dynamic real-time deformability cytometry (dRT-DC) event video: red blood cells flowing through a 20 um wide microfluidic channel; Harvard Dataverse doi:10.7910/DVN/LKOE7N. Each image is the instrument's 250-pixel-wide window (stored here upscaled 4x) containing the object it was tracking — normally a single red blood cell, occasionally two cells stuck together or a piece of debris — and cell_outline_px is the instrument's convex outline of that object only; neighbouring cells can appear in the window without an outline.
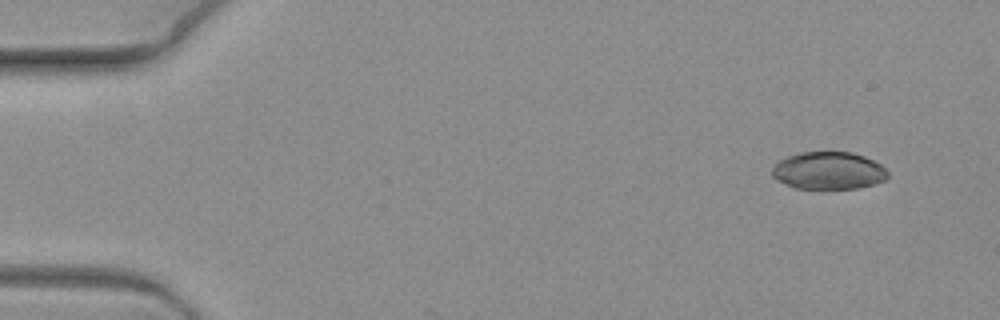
{"species": "common noctule bat (a hibernating species)", "species_latin": "Nyctalus noctula", "temperature_condition": "warm", "stored_images_in_passage": 5, "camera_frame_rate_fps": 3000, "um_per_image_px": 0.085, "animal": {"sex": "female", "body_mass_g": 19.3, "forearm_length_mm": 54.1}, "frame": {"image": 1, "passage_image": 1, "time_ms": 0.0, "image_size_px": [1000, 320], "cell_outline_px": [[888, 176], [884, 180], [872, 184], [856, 188], [796, 188], [776, 180], [772, 176], [772, 168], [780, 160], [788, 156], [800, 152], [852, 152], [864, 156], [880, 164], [888, 172]], "centroid_in_image_um": [70.41, 14.49], "position_along_channel_um": 14.6, "area_um2": 25.03}}
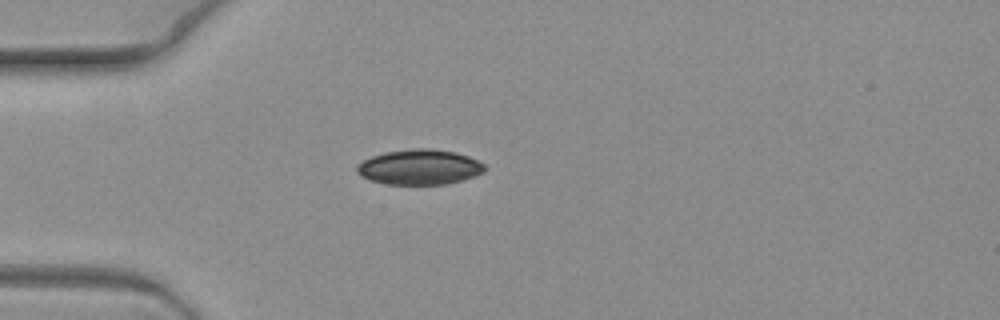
{"frame": {"image": 2, "passage_image": 5, "time_ms": 1.333, "image_size_px": [1000, 320], "cell_outline_px": [[488, 168], [484, 172], [464, 180], [448, 184], [388, 184], [372, 180], [356, 172], [356, 164], [372, 156], [384, 152], [412, 148], [432, 148], [456, 152], [468, 156], [484, 164]], "centroid_in_image_um": [35.69, 14.19], "position_along_channel_um": 49.3, "area_um2": 26.3}}